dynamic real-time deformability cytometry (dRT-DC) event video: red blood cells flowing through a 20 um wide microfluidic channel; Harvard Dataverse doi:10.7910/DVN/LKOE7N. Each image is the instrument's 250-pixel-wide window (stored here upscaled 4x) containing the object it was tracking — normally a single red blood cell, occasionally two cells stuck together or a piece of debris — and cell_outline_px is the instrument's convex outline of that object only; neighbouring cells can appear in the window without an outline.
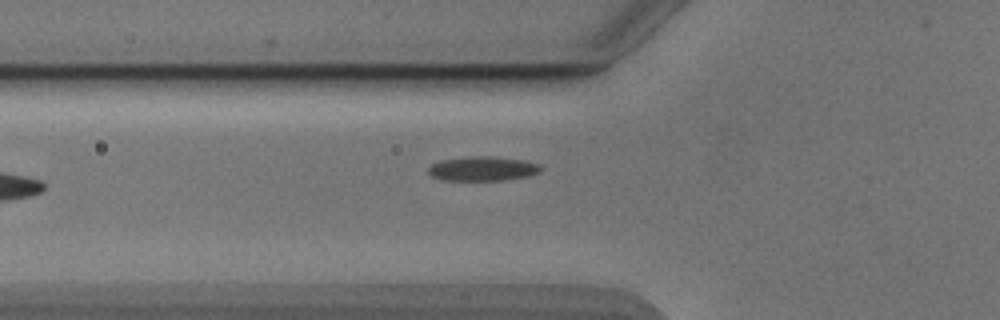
{"species": "Egyptian fruit bat (a non-hibernating species)", "species_latin": "Rousettus aegyptiacus", "temperature_condition": "cold", "stored_images_in_passage": 18, "camera_frame_rate_fps": 3000, "um_per_image_px": 0.085, "animal": {"sex": "male"}, "frame": {"image": 1, "passage_image": 2, "time_ms": 0.333, "image_size_px": [1000, 320], "cell_outline_px": [[544, 168], [540, 172], [528, 176], [504, 180], [440, 180], [432, 176], [428, 172], [428, 168], [432, 164], [440, 160], [468, 156], [488, 156], [524, 160], [540, 164]], "centroid_in_image_um": [41.04, 14.33], "position_along_channel_um": 84.8, "area_um2": 16.13}}
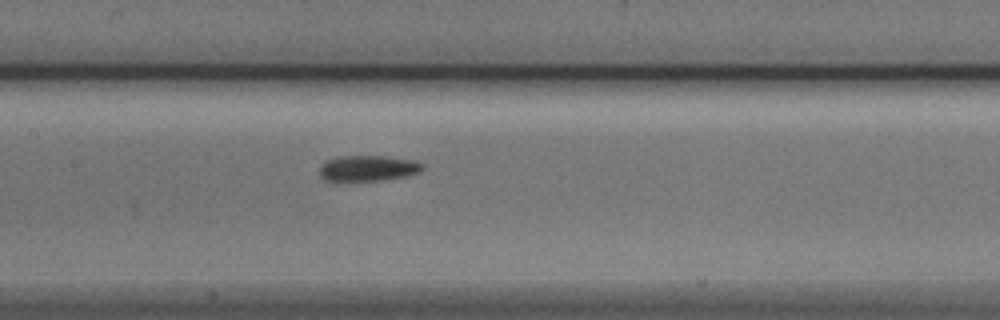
{"frame": {"image": 2, "passage_image": 9, "time_ms": 2.667, "image_size_px": [1000, 320], "cell_outline_px": [[424, 168], [420, 172], [408, 176], [384, 180], [324, 180], [320, 176], [320, 168], [328, 160], [340, 156], [384, 156], [416, 160], [424, 164]], "centroid_in_image_um": [31.36, 14.29], "position_along_channel_um": 176.0, "area_um2": 15.37}}
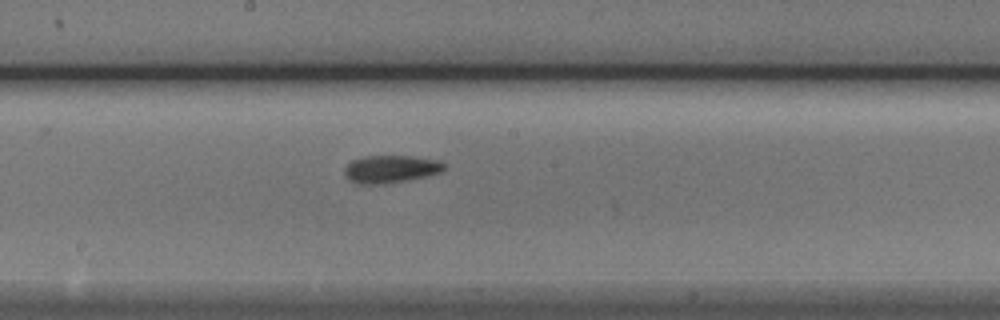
{"frame": {"image": 3, "passage_image": 12, "time_ms": 3.667, "image_size_px": [1000, 320], "cell_outline_px": [[448, 168], [444, 172], [428, 176], [408, 180], [384, 184], [356, 184], [348, 180], [344, 176], [344, 168], [352, 160], [364, 156], [412, 156], [440, 160], [448, 164]], "centroid_in_image_um": [33.27, 14.37], "position_along_channel_um": 214.9, "area_um2": 16.59}}